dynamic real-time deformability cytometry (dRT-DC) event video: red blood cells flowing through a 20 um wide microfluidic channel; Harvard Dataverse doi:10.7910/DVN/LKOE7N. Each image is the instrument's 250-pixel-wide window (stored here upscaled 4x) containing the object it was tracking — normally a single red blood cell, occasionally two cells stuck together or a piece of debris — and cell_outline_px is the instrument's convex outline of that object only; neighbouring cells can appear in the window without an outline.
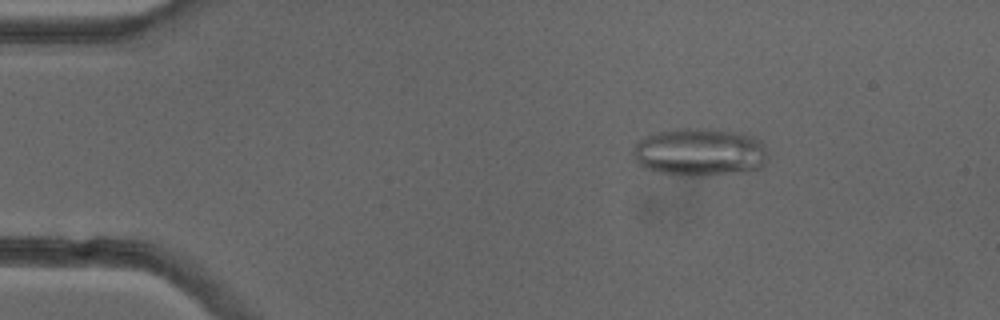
{"species": "common noctule bat (a hibernating species)", "species_latin": "Nyctalus noctula", "temperature_condition": "cold", "stored_images_in_passage": 51, "camera_frame_rate_fps": 3000, "um_per_image_px": 0.085, "animal": {"sex": "female"}, "frame": {"image": 1, "passage_image": 8, "time_ms": 2.333, "image_size_px": [1000, 320], "cell_outline_px": [[768, 160], [760, 168], [736, 172], [708, 176], [696, 176], [660, 172], [644, 168], [636, 160], [632, 152], [636, 144], [644, 136], [652, 132], [672, 128], [704, 128], [748, 132], [760, 140], [764, 144], [768, 152]], "centroid_in_image_um": [59.52, 12.89], "position_along_channel_um": 25.5, "area_um2": 38.32}}
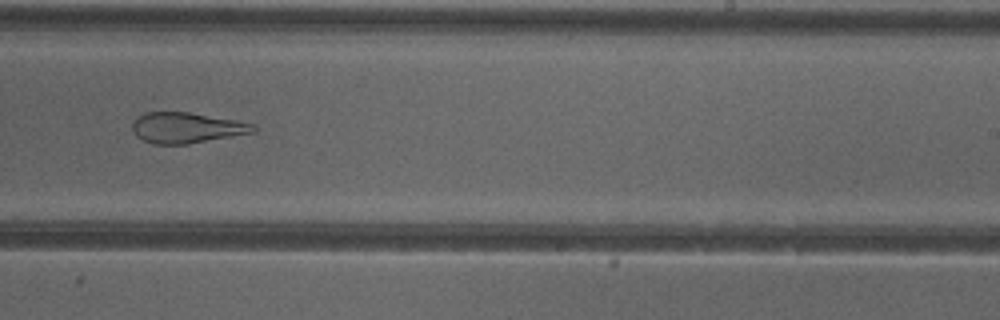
{"frame": {"image": 2, "passage_image": 32, "time_ms": 10.333, "image_size_px": [1000, 320], "cell_outline_px": [[256, 132], [188, 144], [152, 144], [136, 136], [132, 128], [132, 124], [136, 116], [144, 112], [188, 112], [236, 120], [256, 124]], "centroid_in_image_um": [15.85, 10.86], "position_along_channel_um": 273.1, "area_um2": 21.73}}
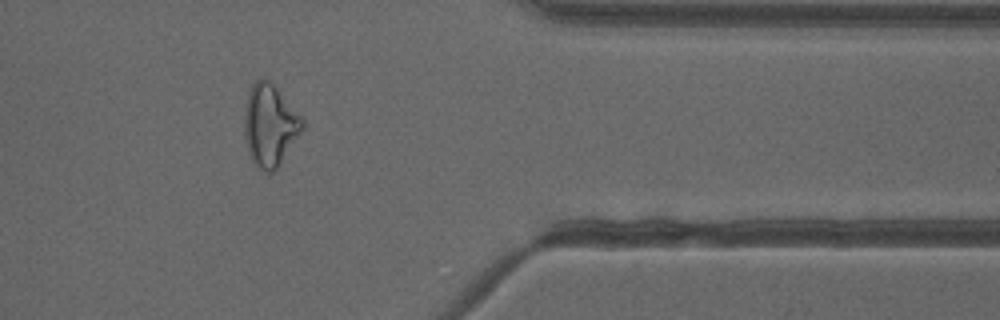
{"frame": {"image": 3, "passage_image": 42, "time_ms": 13.667, "image_size_px": [1000, 320], "cell_outline_px": [[304, 128], [276, 168], [272, 172], [260, 172], [252, 160], [244, 136], [244, 116], [248, 92], [252, 84], [256, 80], [264, 76], [276, 88], [304, 120]], "centroid_in_image_um": [22.91, 10.64], "position_along_channel_um": 388.5, "area_um2": 27.34}, "authors_computed_cell_mechanics": {"area_um2": 28.611, "velocity_mm_per_s": 3.9753, "shape_relaxation_time_tau1_ms": null, "shape_relaxation_time_tau2_ms": 2.8647, "deformation_change_tau1": null, "deformation_change_tau2": 0.1353}}